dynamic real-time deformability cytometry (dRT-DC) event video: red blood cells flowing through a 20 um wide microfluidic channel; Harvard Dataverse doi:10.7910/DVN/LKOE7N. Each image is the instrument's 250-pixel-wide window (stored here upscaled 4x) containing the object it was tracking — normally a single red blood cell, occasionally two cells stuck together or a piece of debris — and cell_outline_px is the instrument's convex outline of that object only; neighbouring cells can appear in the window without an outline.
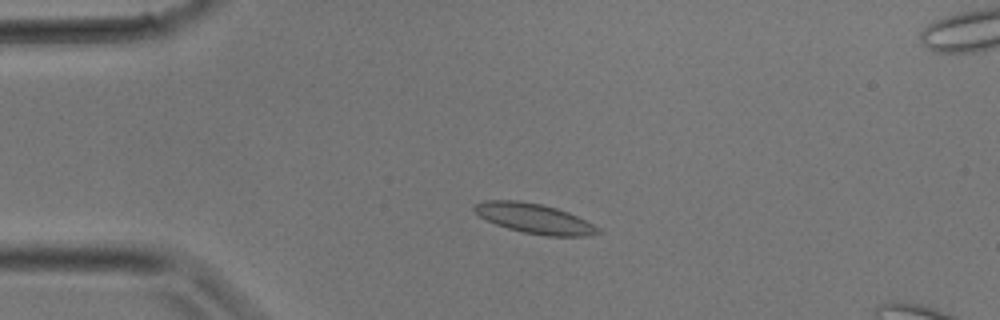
{"species": "common noctule bat (a hibernating species)", "species_latin": "Nyctalus noctula", "temperature_condition": "room temperature", "stored_images_in_passage": 7, "camera_frame_rate_fps": 3000, "um_per_image_px": 0.085, "animal": {"sex": "male", "body_mass_g": 17.9}, "frame": {"image": 1, "passage_image": 6, "time_ms": 1.667, "image_size_px": [1000, 320], "cell_outline_px": [[600, 232], [588, 236], [548, 236], [524, 232], [508, 228], [496, 224], [480, 216], [472, 208], [472, 204], [484, 200], [520, 200], [540, 204], [556, 208], [568, 212], [600, 228]], "centroid_in_image_um": [45.39, 18.56], "position_along_channel_um": 39.6, "area_um2": 21.33}}